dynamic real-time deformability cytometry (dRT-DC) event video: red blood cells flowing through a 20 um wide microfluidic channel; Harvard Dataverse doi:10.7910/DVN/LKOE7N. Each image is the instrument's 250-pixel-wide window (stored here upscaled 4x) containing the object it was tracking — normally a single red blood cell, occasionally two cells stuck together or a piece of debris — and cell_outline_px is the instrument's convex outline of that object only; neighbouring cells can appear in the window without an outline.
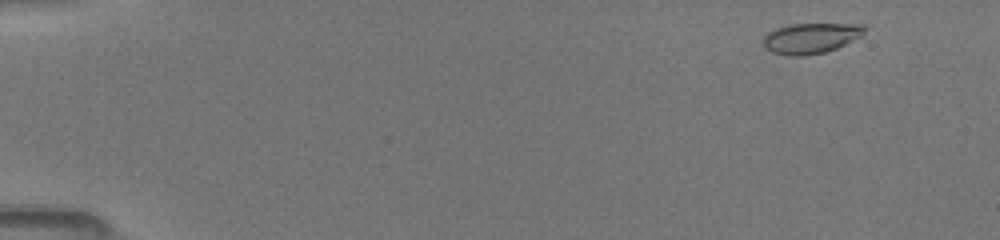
{"species": "common noctule bat (a hibernating species)", "species_latin": "Nyctalus noctula", "temperature_condition": "room temperature", "stored_images_in_passage": 4, "camera_frame_rate_fps": 3000, "um_per_image_px": 0.085, "animal": {"sex": "female", "body_mass_g": 19.5, "forearm_length_mm": 54.1}, "frame": {"image": 1, "passage_image": 2, "time_ms": 0.333, "image_size_px": [1000, 240], "cell_outline_px": [[868, 28], [860, 36], [836, 48], [824, 52], [804, 56], [788, 56], [772, 52], [764, 48], [764, 36], [768, 32], [776, 28], [788, 24], [864, 24]], "centroid_in_image_um": [68.9, 3.24], "position_along_channel_um": 16.1, "area_um2": 17.98}}